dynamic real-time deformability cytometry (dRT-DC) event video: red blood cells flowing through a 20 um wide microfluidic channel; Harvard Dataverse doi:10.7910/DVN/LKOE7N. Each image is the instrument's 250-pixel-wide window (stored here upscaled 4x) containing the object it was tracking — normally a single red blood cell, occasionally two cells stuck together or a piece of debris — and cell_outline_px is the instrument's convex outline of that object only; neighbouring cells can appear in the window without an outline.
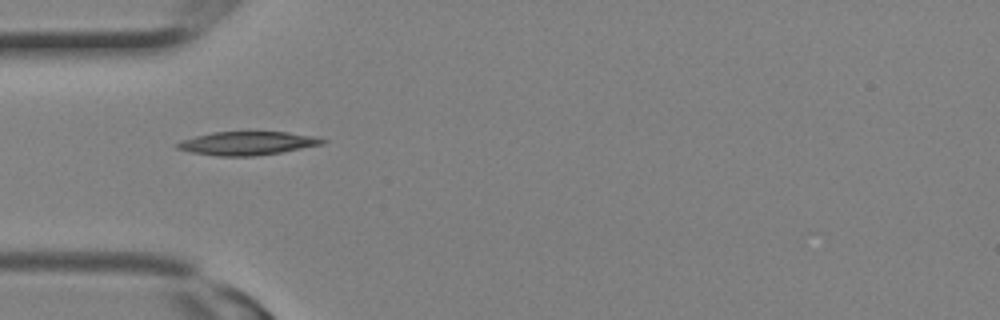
{"species": "Egyptian fruit bat (a non-hibernating species)", "species_latin": "Rousettus aegyptiacus", "temperature_condition": "room temperature", "stored_images_in_passage": 4, "camera_frame_rate_fps": 3000, "um_per_image_px": 0.085, "animal": {"sex": "female"}, "frame": {"image": 1, "passage_image": 4, "time_ms": 1.0, "image_size_px": [1000, 320], "cell_outline_px": [[328, 140], [324, 144], [280, 152], [256, 156], [220, 156], [192, 152], [176, 148], [172, 144], [180, 140], [212, 132], [288, 132], [312, 136]], "centroid_in_image_um": [20.98, 12.17], "position_along_channel_um": 64.0, "area_um2": 19.83}}